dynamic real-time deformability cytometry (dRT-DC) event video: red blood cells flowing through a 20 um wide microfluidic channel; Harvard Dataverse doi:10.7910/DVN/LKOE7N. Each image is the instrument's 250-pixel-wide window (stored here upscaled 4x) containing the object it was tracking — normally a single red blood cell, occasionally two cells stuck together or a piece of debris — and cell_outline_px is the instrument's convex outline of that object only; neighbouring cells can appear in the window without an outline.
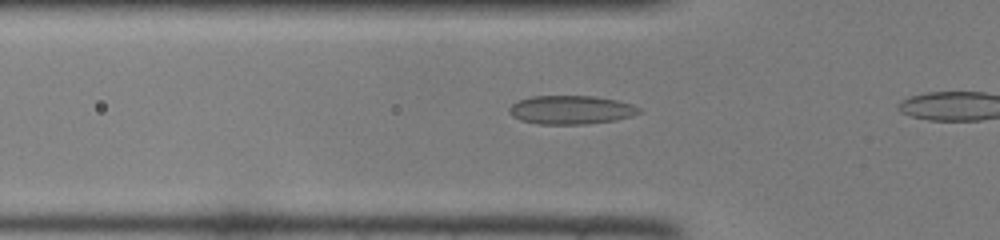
{"species": "common noctule bat (a hibernating species)", "species_latin": "Nyctalus noctula", "temperature_condition": "room temperature", "stored_images_in_passage": 9, "camera_frame_rate_fps": 3000, "um_per_image_px": 0.085, "animal": {"sex": "female", "body_mass_g": 22.0, "forearm_length_mm": 56.7}, "frame": {"image": 1, "passage_image": 4, "time_ms": 1.0, "image_size_px": [1000, 240], "cell_outline_px": [[640, 112], [632, 116], [616, 120], [584, 124], [536, 124], [520, 120], [512, 116], [508, 112], [508, 108], [512, 104], [520, 100], [532, 96], [592, 96], [616, 100], [632, 104], [640, 108]], "centroid_in_image_um": [48.51, 9.34], "position_along_channel_um": 77.3, "area_um2": 21.68}}
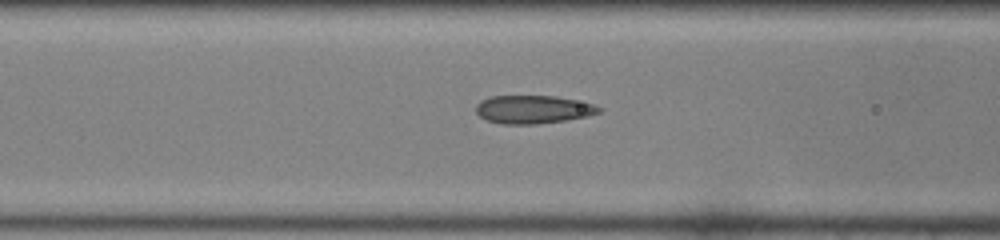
{"frame": {"image": 2, "passage_image": 7, "time_ms": 2.0, "image_size_px": [1000, 240], "cell_outline_px": [[604, 108], [600, 112], [588, 116], [568, 120], [536, 124], [500, 124], [488, 120], [480, 116], [476, 112], [476, 104], [480, 100], [488, 96], [556, 96], [592, 104]], "centroid_in_image_um": [45.3, 9.3], "position_along_channel_um": 121.3, "area_um2": 20.29}}